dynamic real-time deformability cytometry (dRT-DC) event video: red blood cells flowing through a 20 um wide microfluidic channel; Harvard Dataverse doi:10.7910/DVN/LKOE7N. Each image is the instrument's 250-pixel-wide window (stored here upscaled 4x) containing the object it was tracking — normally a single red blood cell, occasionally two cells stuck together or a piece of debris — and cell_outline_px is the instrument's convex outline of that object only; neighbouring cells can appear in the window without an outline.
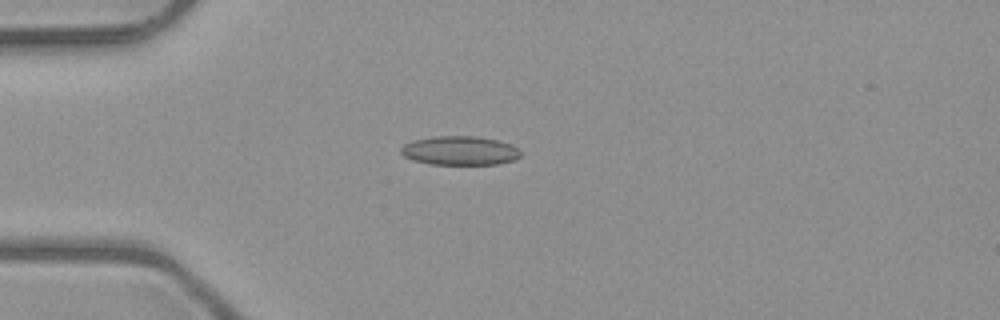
{"species": "common noctule bat (a hibernating species)", "species_latin": "Nyctalus noctula", "temperature_condition": "room temperature", "stored_images_in_passage": 38, "camera_frame_rate_fps": 3000, "um_per_image_px": 0.085, "animal": {"sex": "male", "body_mass_g": 23.1, "forearm_length_mm": 52.7}, "frame": {"image": 1, "passage_image": 1, "time_ms": 0.0, "image_size_px": [1000, 320], "cell_outline_px": [[520, 156], [516, 160], [500, 164], [428, 164], [404, 156], [400, 152], [400, 148], [404, 144], [412, 140], [436, 136], [476, 136], [496, 140], [512, 144], [520, 152]], "centroid_in_image_um": [39.09, 12.8], "position_along_channel_um": 45.9, "area_um2": 20.23}}
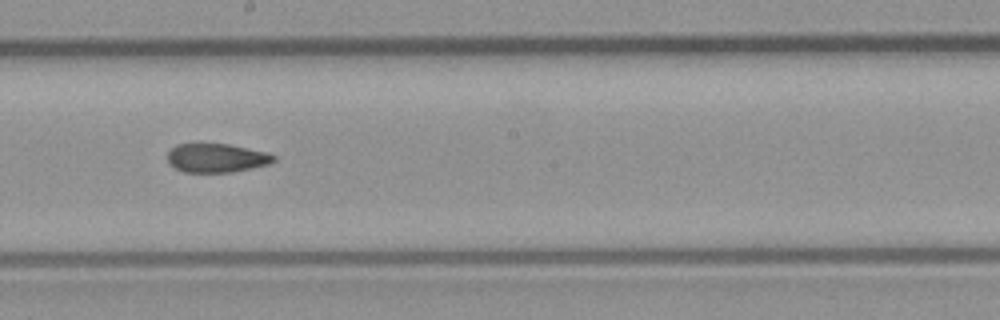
{"frame": {"image": 2, "passage_image": 16, "time_ms": 5.0, "image_size_px": [1000, 320], "cell_outline_px": [[276, 160], [268, 164], [232, 172], [184, 172], [168, 164], [168, 152], [176, 144], [228, 144], [268, 152], [276, 156]], "centroid_in_image_um": [18.41, 13.42], "position_along_channel_um": 229.8, "area_um2": 17.8}}
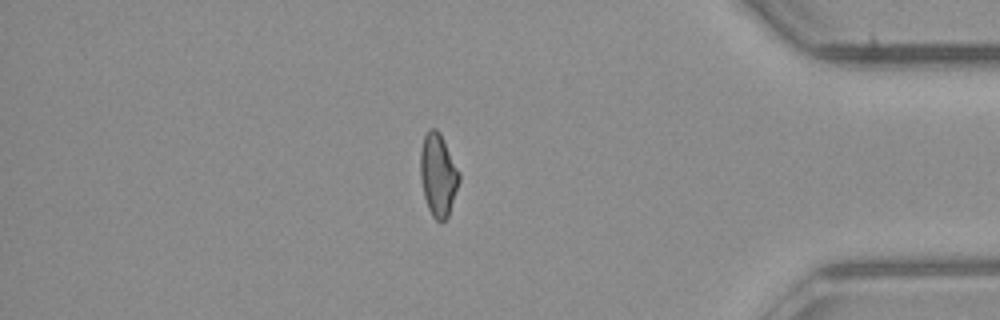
{"frame": {"image": 3, "passage_image": 31, "time_ms": 10.0, "image_size_px": [1000, 320], "cell_outline_px": [[460, 180], [448, 216], [444, 220], [436, 220], [432, 216], [428, 208], [424, 196], [420, 176], [420, 152], [424, 136], [428, 128], [436, 128], [440, 132], [460, 172]], "centroid_in_image_um": [37.24, 14.83], "position_along_channel_um": 398.0, "area_um2": 18.73}, "authors_computed_cell_mechanics": {"area_um2": 18.7561, "velocity_mm_per_s": 4.0481, "shape_relaxation_time_tau1_ms": null, "shape_relaxation_time_tau2_ms": 4.2296, "deformation_change_tau1": null, "deformation_change_tau2": 0.118}}